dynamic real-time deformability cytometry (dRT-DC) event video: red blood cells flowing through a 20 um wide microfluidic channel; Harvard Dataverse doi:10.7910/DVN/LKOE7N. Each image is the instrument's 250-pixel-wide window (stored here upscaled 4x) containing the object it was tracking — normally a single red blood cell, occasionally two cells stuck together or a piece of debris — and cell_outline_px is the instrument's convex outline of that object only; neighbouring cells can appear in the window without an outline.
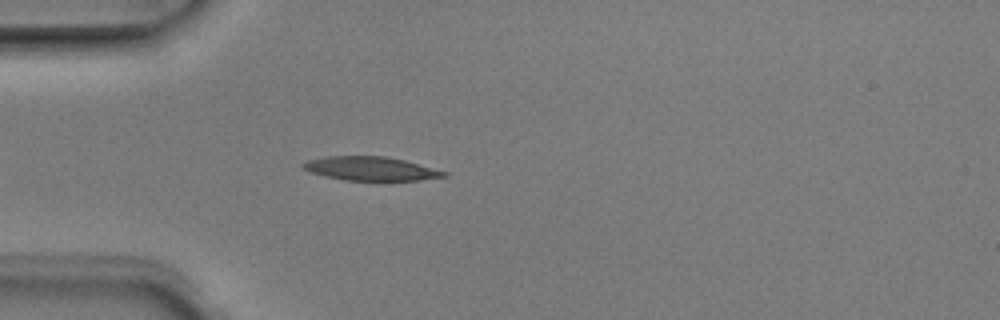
{"species": "Egyptian fruit bat (a non-hibernating species)", "species_latin": "Rousettus aegyptiacus", "temperature_condition": "room temperature", "stored_images_in_passage": 5, "camera_frame_rate_fps": 3000, "um_per_image_px": 0.085, "animal": {"sex": "male"}, "frame": {"image": 1, "passage_image": 5, "time_ms": 1.333, "image_size_px": [1000, 320], "cell_outline_px": [[448, 176], [420, 180], [344, 180], [308, 172], [300, 168], [300, 164], [308, 160], [328, 156], [384, 156], [404, 160], [448, 172]], "centroid_in_image_um": [31.47, 14.33], "position_along_channel_um": 53.5, "area_um2": 19.54}}